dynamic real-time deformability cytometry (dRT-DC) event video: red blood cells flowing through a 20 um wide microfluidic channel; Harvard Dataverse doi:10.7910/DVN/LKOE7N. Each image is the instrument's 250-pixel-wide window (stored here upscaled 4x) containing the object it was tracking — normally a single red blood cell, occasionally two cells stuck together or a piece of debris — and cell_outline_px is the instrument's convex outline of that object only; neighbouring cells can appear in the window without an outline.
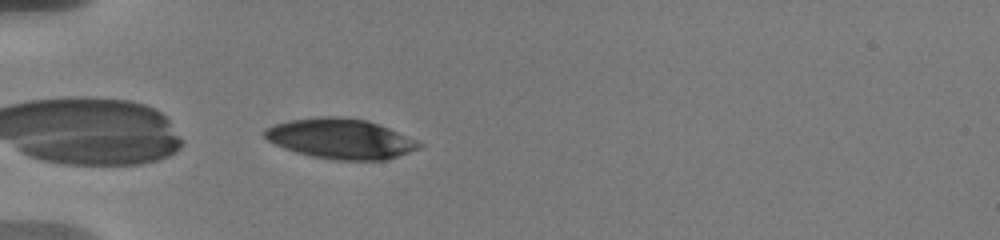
{"species": "human", "species_latin": "Homo sapiens", "temperature_condition": "warm", "stored_images_in_passage": 3, "camera_frame_rate_fps": 3000, "um_per_image_px": 0.085, "donor": {"sex": "male"}, "frame": {"image": 1, "passage_image": 1, "time_ms": 0.0, "image_size_px": [1000, 240], "cell_outline_px": [[424, 144], [420, 148], [388, 160], [336, 160], [312, 156], [296, 152], [284, 148], [268, 140], [264, 136], [264, 128], [288, 120], [320, 116], [344, 116], [368, 120], [388, 128], [416, 140]], "centroid_in_image_um": [28.95, 11.78], "position_along_channel_um": 56.0, "area_um2": 36.18}}